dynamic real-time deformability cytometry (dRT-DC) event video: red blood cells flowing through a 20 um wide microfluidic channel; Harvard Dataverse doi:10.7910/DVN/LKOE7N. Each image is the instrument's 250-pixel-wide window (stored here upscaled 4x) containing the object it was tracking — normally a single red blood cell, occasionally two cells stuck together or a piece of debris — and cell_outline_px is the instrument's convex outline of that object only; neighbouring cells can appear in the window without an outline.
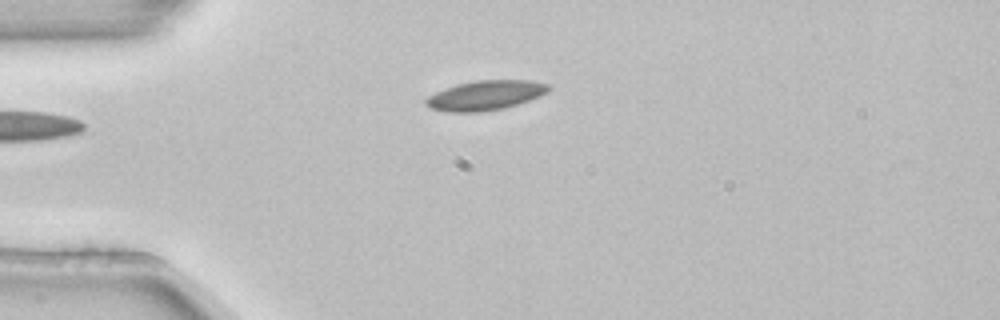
{"species": "common noctule bat (a hibernating species)", "species_latin": "Nyctalus noctula", "temperature_condition": "room temperature", "stored_images_in_passage": 3, "camera_frame_rate_fps": 3000, "um_per_image_px": 0.085, "animal": {"sex": "female", "body_mass_g": 22.7, "forearm_length_mm": 54.2}, "frame": {"image": 1, "passage_image": 1, "time_ms": 0.0, "image_size_px": [1000, 320], "cell_outline_px": [[552, 88], [548, 92], [540, 96], [504, 108], [480, 112], [448, 112], [432, 108], [424, 100], [428, 96], [436, 92], [456, 84], [476, 80], [532, 80], [548, 84]], "centroid_in_image_um": [41.29, 8.09], "position_along_channel_um": 43.7, "area_um2": 21.1}}